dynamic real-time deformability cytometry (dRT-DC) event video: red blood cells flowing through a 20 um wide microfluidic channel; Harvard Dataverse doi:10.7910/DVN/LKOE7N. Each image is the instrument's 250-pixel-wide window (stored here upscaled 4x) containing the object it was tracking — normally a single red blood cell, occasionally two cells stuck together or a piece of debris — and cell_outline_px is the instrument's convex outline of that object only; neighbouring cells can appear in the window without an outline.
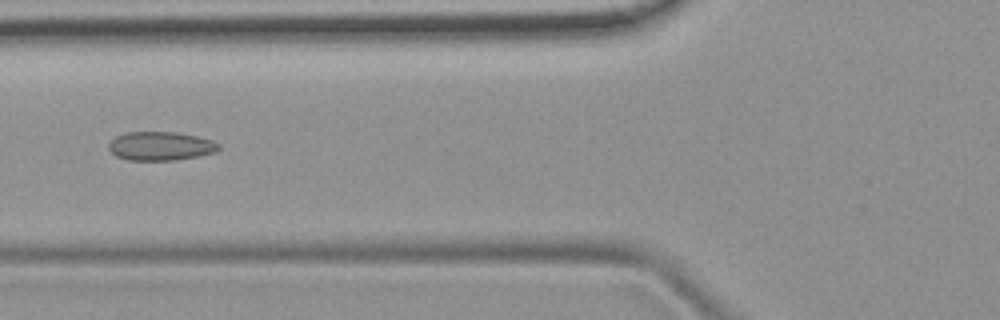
{"species": "common noctule bat (a hibernating species)", "species_latin": "Nyctalus noctula", "temperature_condition": "room temperature", "stored_images_in_passage": 6, "camera_frame_rate_fps": 3000, "um_per_image_px": 0.085, "animal": {"sex": "female", "body_mass_g": 19.9}, "frame": {"image": 1, "passage_image": 5, "time_ms": 5.667, "image_size_px": [1000, 320], "cell_outline_px": [[220, 148], [216, 152], [200, 156], [176, 160], [128, 160], [116, 156], [108, 148], [108, 144], [116, 136], [124, 132], [176, 132], [196, 136], [212, 140], [220, 144]], "centroid_in_image_um": [13.66, 12.42], "position_along_channel_um": 112.1, "area_um2": 18.55}}
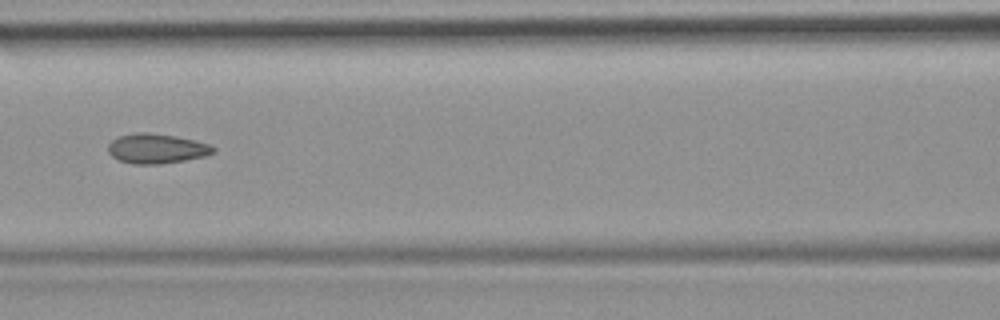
{"frame": {"image": 2, "passage_image": 6, "time_ms": 6.667, "image_size_px": [1000, 320], "cell_outline_px": [[216, 152], [204, 156], [184, 160], [160, 164], [132, 164], [120, 160], [112, 156], [108, 152], [108, 144], [112, 140], [120, 136], [136, 132], [148, 132], [176, 136], [196, 140], [212, 144], [216, 148]], "centroid_in_image_um": [13.34, 12.62], "position_along_channel_um": 153.3, "area_um2": 18.38}}